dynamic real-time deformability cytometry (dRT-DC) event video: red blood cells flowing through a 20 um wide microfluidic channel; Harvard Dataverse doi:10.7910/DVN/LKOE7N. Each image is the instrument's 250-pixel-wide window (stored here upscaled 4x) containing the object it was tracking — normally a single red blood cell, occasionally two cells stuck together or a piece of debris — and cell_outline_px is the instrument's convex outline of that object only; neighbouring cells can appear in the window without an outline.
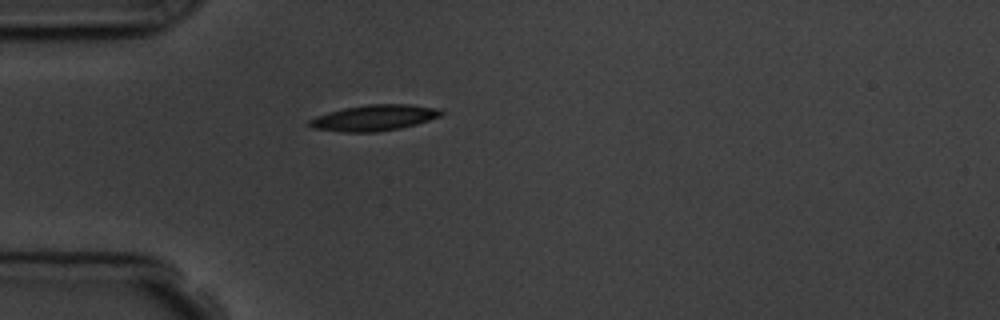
{"species": "common noctule bat (a hibernating species)", "species_latin": "Nyctalus noctula", "temperature_condition": "room temperature", "stored_images_in_passage": 1, "camera_frame_rate_fps": 3000, "um_per_image_px": 0.085, "animal": {"sex": "male", "body_mass_g": 19.5, "forearm_length_mm": 54.6}, "frame": {"image": 1, "passage_image": 1, "time_ms": 0.0, "image_size_px": [1000, 320], "cell_outline_px": [[444, 112], [440, 116], [416, 124], [400, 128], [376, 132], [344, 132], [312, 128], [308, 124], [308, 120], [316, 116], [328, 112], [344, 108], [368, 104], [412, 104], [440, 108]], "centroid_in_image_um": [31.81, 10.0], "position_along_channel_um": 53.2, "area_um2": 19.94}}